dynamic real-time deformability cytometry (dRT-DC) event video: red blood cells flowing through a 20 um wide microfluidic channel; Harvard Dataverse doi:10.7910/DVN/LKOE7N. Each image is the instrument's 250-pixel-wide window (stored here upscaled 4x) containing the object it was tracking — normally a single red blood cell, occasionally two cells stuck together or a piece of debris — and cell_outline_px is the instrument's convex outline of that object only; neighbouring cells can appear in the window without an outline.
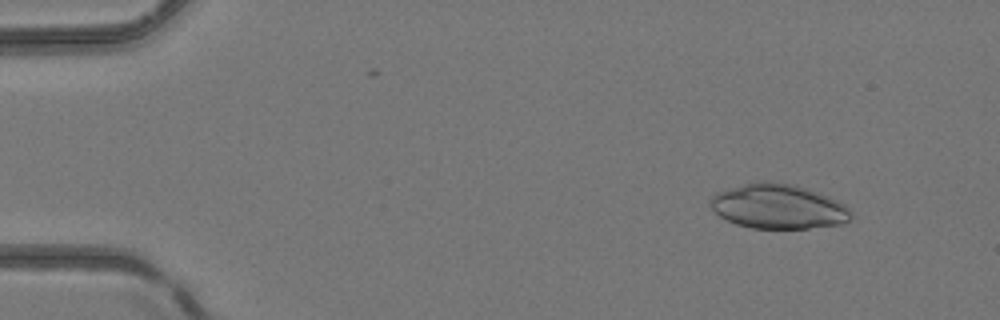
{"species": "common noctule bat (a hibernating species)", "species_latin": "Nyctalus noctula", "temperature_condition": "room temperature", "stored_images_in_passage": 5, "camera_frame_rate_fps": 3000, "um_per_image_px": 0.085, "animal": {"sex": "female", "body_mass_g": 24.6, "forearm_length_mm": 56.2}, "frame": {"image": 1, "passage_image": 2, "time_ms": 1.0, "image_size_px": [1000, 320], "cell_outline_px": [[852, 220], [840, 224], [808, 228], [752, 228], [736, 224], [720, 216], [708, 204], [708, 200], [716, 192], [744, 184], [760, 180], [768, 180], [796, 184], [836, 200], [844, 204], [852, 212]], "centroid_in_image_um": [66.14, 17.54], "position_along_channel_um": 18.9, "area_um2": 36.7}}